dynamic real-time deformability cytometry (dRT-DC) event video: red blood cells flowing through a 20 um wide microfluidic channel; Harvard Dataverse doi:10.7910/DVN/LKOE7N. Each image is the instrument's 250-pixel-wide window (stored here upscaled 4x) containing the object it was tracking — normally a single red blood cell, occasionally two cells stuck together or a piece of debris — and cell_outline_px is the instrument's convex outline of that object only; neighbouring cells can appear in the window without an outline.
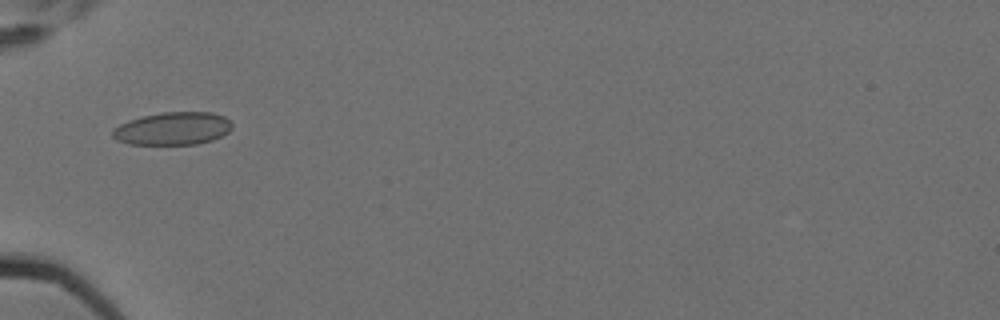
{"species": "Egyptian fruit bat (a non-hibernating species)", "species_latin": "Rousettus aegyptiacus", "temperature_condition": "cold", "stored_images_in_passage": 15, "camera_frame_rate_fps": 3000, "um_per_image_px": 0.085, "animal": {"sex": "female"}, "frame": {"image": 1, "passage_image": 6, "time_ms": 1.667, "image_size_px": [1000, 320], "cell_outline_px": [[232, 128], [228, 132], [212, 140], [196, 144], [128, 144], [116, 140], [112, 136], [112, 128], [128, 120], [140, 116], [160, 112], [212, 112], [224, 116], [232, 124]], "centroid_in_image_um": [14.65, 10.92], "position_along_channel_um": 70.3, "area_um2": 23.0}}
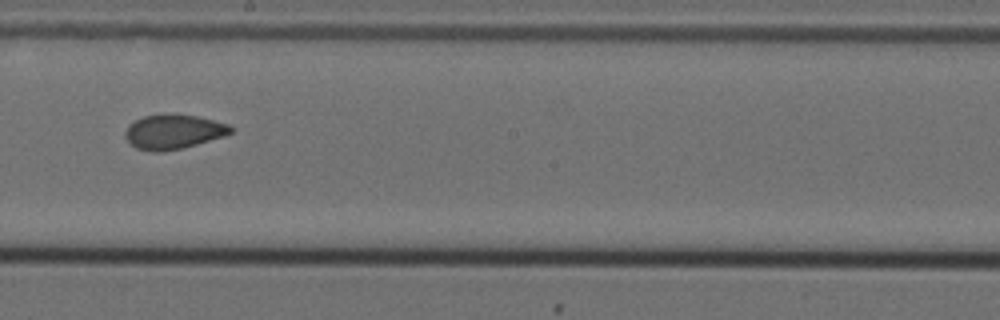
{"frame": {"image": 2, "passage_image": 10, "time_ms": 3.0, "image_size_px": [1000, 320], "cell_outline_px": [[232, 132], [224, 136], [196, 144], [180, 148], [160, 152], [156, 152], [136, 148], [124, 136], [124, 132], [128, 124], [144, 116], [164, 112], [196, 116], [228, 124], [232, 128]], "centroid_in_image_um": [14.7, 11.17], "position_along_channel_um": 233.5, "area_um2": 21.21}}
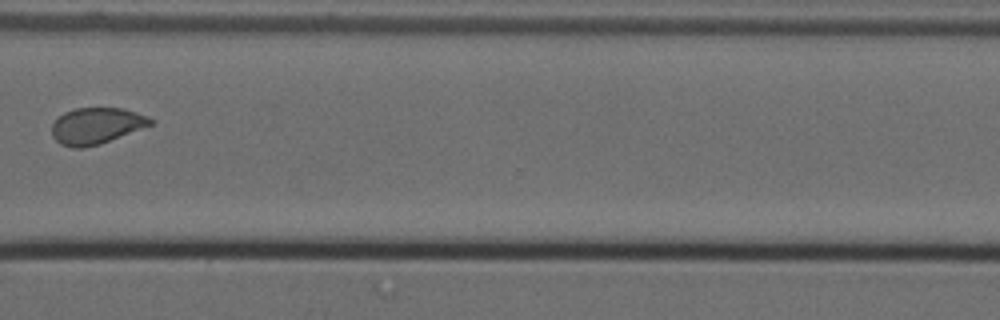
{"frame": {"image": 3, "passage_image": 13, "time_ms": 4.0, "image_size_px": [1000, 320], "cell_outline_px": [[152, 124], [100, 144], [84, 148], [72, 148], [60, 144], [52, 136], [52, 124], [64, 112], [76, 108], [124, 108], [148, 116], [152, 120]], "centroid_in_image_um": [8.16, 10.7], "position_along_channel_um": 362.4, "area_um2": 20.75}}